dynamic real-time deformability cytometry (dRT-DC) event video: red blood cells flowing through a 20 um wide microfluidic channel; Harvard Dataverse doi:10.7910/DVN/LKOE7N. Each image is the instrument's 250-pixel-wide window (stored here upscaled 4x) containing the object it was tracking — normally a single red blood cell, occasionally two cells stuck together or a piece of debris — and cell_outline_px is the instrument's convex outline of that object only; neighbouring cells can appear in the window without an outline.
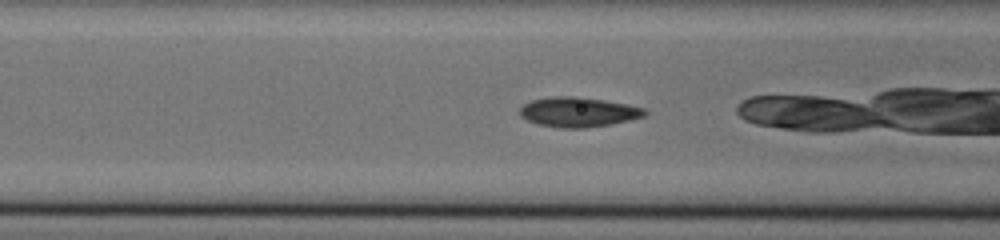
{"species": "common noctule bat (a hibernating species)", "species_latin": "Nyctalus noctula", "temperature_condition": "cold", "stored_images_in_passage": 15, "camera_frame_rate_fps": 3000, "um_per_image_px": 0.085, "animal": {"sex": "male", "body_mass_g": 20.0, "forearm_length_mm": 53.3}, "frame": {"image": 1, "passage_image": 13, "time_ms": 4.0, "image_size_px": [1000, 240], "cell_outline_px": [[648, 112], [644, 116], [612, 124], [584, 128], [560, 128], [536, 124], [520, 116], [520, 108], [524, 104], [532, 100], [556, 96], [576, 96], [604, 100], [628, 104], [644, 108]], "centroid_in_image_um": [49.15, 9.53], "position_along_channel_um": 117.4, "area_um2": 21.68}}